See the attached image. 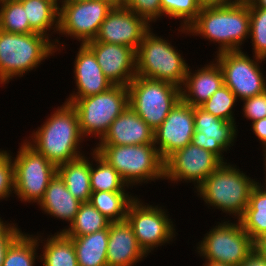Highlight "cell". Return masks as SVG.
<instances>
[{
    "label": "cell",
    "mask_w": 266,
    "mask_h": 266,
    "mask_svg": "<svg viewBox=\"0 0 266 266\" xmlns=\"http://www.w3.org/2000/svg\"><path fill=\"white\" fill-rule=\"evenodd\" d=\"M175 30L178 36H199L209 44H215L217 50L213 55L243 50L242 46L250 36L249 4L239 2L226 7L201 8L187 28L179 26Z\"/></svg>",
    "instance_id": "cell-1"
},
{
    "label": "cell",
    "mask_w": 266,
    "mask_h": 266,
    "mask_svg": "<svg viewBox=\"0 0 266 266\" xmlns=\"http://www.w3.org/2000/svg\"><path fill=\"white\" fill-rule=\"evenodd\" d=\"M62 103L24 139L56 167L86 154L82 143L87 140L81 134L77 112L72 104Z\"/></svg>",
    "instance_id": "cell-2"
},
{
    "label": "cell",
    "mask_w": 266,
    "mask_h": 266,
    "mask_svg": "<svg viewBox=\"0 0 266 266\" xmlns=\"http://www.w3.org/2000/svg\"><path fill=\"white\" fill-rule=\"evenodd\" d=\"M232 163L233 161L223 162L194 193L204 201L208 210H219L221 214H226L225 217L229 215L227 220H238L248 206L250 194L258 180Z\"/></svg>",
    "instance_id": "cell-3"
},
{
    "label": "cell",
    "mask_w": 266,
    "mask_h": 266,
    "mask_svg": "<svg viewBox=\"0 0 266 266\" xmlns=\"http://www.w3.org/2000/svg\"><path fill=\"white\" fill-rule=\"evenodd\" d=\"M57 53L54 43L39 33H9L0 30V87L38 69Z\"/></svg>",
    "instance_id": "cell-4"
},
{
    "label": "cell",
    "mask_w": 266,
    "mask_h": 266,
    "mask_svg": "<svg viewBox=\"0 0 266 266\" xmlns=\"http://www.w3.org/2000/svg\"><path fill=\"white\" fill-rule=\"evenodd\" d=\"M93 145L131 188L164 180V160L155 144Z\"/></svg>",
    "instance_id": "cell-5"
},
{
    "label": "cell",
    "mask_w": 266,
    "mask_h": 266,
    "mask_svg": "<svg viewBox=\"0 0 266 266\" xmlns=\"http://www.w3.org/2000/svg\"><path fill=\"white\" fill-rule=\"evenodd\" d=\"M153 27L144 35L136 51V74L144 78L172 83L179 88L184 84L188 63L182 50H178Z\"/></svg>",
    "instance_id": "cell-6"
},
{
    "label": "cell",
    "mask_w": 266,
    "mask_h": 266,
    "mask_svg": "<svg viewBox=\"0 0 266 266\" xmlns=\"http://www.w3.org/2000/svg\"><path fill=\"white\" fill-rule=\"evenodd\" d=\"M75 108L82 136L98 142L111 123L129 106L128 87L114 85L105 92L80 99H66Z\"/></svg>",
    "instance_id": "cell-7"
},
{
    "label": "cell",
    "mask_w": 266,
    "mask_h": 266,
    "mask_svg": "<svg viewBox=\"0 0 266 266\" xmlns=\"http://www.w3.org/2000/svg\"><path fill=\"white\" fill-rule=\"evenodd\" d=\"M210 228L195 244V253L203 261L239 266L254 250V240L238 220L225 218Z\"/></svg>",
    "instance_id": "cell-8"
},
{
    "label": "cell",
    "mask_w": 266,
    "mask_h": 266,
    "mask_svg": "<svg viewBox=\"0 0 266 266\" xmlns=\"http://www.w3.org/2000/svg\"><path fill=\"white\" fill-rule=\"evenodd\" d=\"M140 197L141 195L137 196L129 205L126 220L131 225L139 246L149 257L155 249L172 245L177 240L178 231L175 220L170 217L164 205H151Z\"/></svg>",
    "instance_id": "cell-9"
},
{
    "label": "cell",
    "mask_w": 266,
    "mask_h": 266,
    "mask_svg": "<svg viewBox=\"0 0 266 266\" xmlns=\"http://www.w3.org/2000/svg\"><path fill=\"white\" fill-rule=\"evenodd\" d=\"M128 87V105L156 130L181 99V88L160 80L136 76Z\"/></svg>",
    "instance_id": "cell-10"
},
{
    "label": "cell",
    "mask_w": 266,
    "mask_h": 266,
    "mask_svg": "<svg viewBox=\"0 0 266 266\" xmlns=\"http://www.w3.org/2000/svg\"><path fill=\"white\" fill-rule=\"evenodd\" d=\"M12 160L15 180L14 197L24 204H38L50 180L57 173V167L25 140L19 143L17 154L12 155Z\"/></svg>",
    "instance_id": "cell-11"
},
{
    "label": "cell",
    "mask_w": 266,
    "mask_h": 266,
    "mask_svg": "<svg viewBox=\"0 0 266 266\" xmlns=\"http://www.w3.org/2000/svg\"><path fill=\"white\" fill-rule=\"evenodd\" d=\"M248 54L244 50H238L214 56L222 70L224 85L235 94L239 102L266 91V72L263 66L266 60Z\"/></svg>",
    "instance_id": "cell-12"
},
{
    "label": "cell",
    "mask_w": 266,
    "mask_h": 266,
    "mask_svg": "<svg viewBox=\"0 0 266 266\" xmlns=\"http://www.w3.org/2000/svg\"><path fill=\"white\" fill-rule=\"evenodd\" d=\"M111 9L110 6L101 0H88L61 5L58 16L57 34L59 37H55L54 44L57 51L56 54L61 53L65 49V45L68 46L65 41H60V37L65 36L66 38L74 39L79 44H85L95 39L100 25Z\"/></svg>",
    "instance_id": "cell-13"
},
{
    "label": "cell",
    "mask_w": 266,
    "mask_h": 266,
    "mask_svg": "<svg viewBox=\"0 0 266 266\" xmlns=\"http://www.w3.org/2000/svg\"><path fill=\"white\" fill-rule=\"evenodd\" d=\"M223 161L213 152L189 143L164 161V180L178 186L193 183V191L208 178ZM181 182V183H179Z\"/></svg>",
    "instance_id": "cell-14"
},
{
    "label": "cell",
    "mask_w": 266,
    "mask_h": 266,
    "mask_svg": "<svg viewBox=\"0 0 266 266\" xmlns=\"http://www.w3.org/2000/svg\"><path fill=\"white\" fill-rule=\"evenodd\" d=\"M194 127V107L180 99L154 130V144L164 161L175 151L192 143Z\"/></svg>",
    "instance_id": "cell-15"
},
{
    "label": "cell",
    "mask_w": 266,
    "mask_h": 266,
    "mask_svg": "<svg viewBox=\"0 0 266 266\" xmlns=\"http://www.w3.org/2000/svg\"><path fill=\"white\" fill-rule=\"evenodd\" d=\"M194 125L192 143L213 152L223 162H229L225 159L224 153L227 154V151L235 145L237 135L240 133L239 125L219 119L200 107H194Z\"/></svg>",
    "instance_id": "cell-16"
},
{
    "label": "cell",
    "mask_w": 266,
    "mask_h": 266,
    "mask_svg": "<svg viewBox=\"0 0 266 266\" xmlns=\"http://www.w3.org/2000/svg\"><path fill=\"white\" fill-rule=\"evenodd\" d=\"M152 26L126 7L112 8L100 25L94 40L124 45L138 50L144 35Z\"/></svg>",
    "instance_id": "cell-17"
},
{
    "label": "cell",
    "mask_w": 266,
    "mask_h": 266,
    "mask_svg": "<svg viewBox=\"0 0 266 266\" xmlns=\"http://www.w3.org/2000/svg\"><path fill=\"white\" fill-rule=\"evenodd\" d=\"M85 44L93 51L104 75L113 85L128 86L137 76L136 51L133 48L94 39Z\"/></svg>",
    "instance_id": "cell-18"
},
{
    "label": "cell",
    "mask_w": 266,
    "mask_h": 266,
    "mask_svg": "<svg viewBox=\"0 0 266 266\" xmlns=\"http://www.w3.org/2000/svg\"><path fill=\"white\" fill-rule=\"evenodd\" d=\"M73 62L74 88L66 99H80L105 92L114 86L104 75L93 51L80 44Z\"/></svg>",
    "instance_id": "cell-19"
},
{
    "label": "cell",
    "mask_w": 266,
    "mask_h": 266,
    "mask_svg": "<svg viewBox=\"0 0 266 266\" xmlns=\"http://www.w3.org/2000/svg\"><path fill=\"white\" fill-rule=\"evenodd\" d=\"M207 63L204 66L199 65L200 68L196 67L197 70L189 66L181 87V99L192 107L202 105L224 85L223 73L218 62L213 59Z\"/></svg>",
    "instance_id": "cell-20"
},
{
    "label": "cell",
    "mask_w": 266,
    "mask_h": 266,
    "mask_svg": "<svg viewBox=\"0 0 266 266\" xmlns=\"http://www.w3.org/2000/svg\"><path fill=\"white\" fill-rule=\"evenodd\" d=\"M96 145L154 144V130L129 106L111 123Z\"/></svg>",
    "instance_id": "cell-21"
},
{
    "label": "cell",
    "mask_w": 266,
    "mask_h": 266,
    "mask_svg": "<svg viewBox=\"0 0 266 266\" xmlns=\"http://www.w3.org/2000/svg\"><path fill=\"white\" fill-rule=\"evenodd\" d=\"M147 256L127 220L109 224L107 266H137Z\"/></svg>",
    "instance_id": "cell-22"
},
{
    "label": "cell",
    "mask_w": 266,
    "mask_h": 266,
    "mask_svg": "<svg viewBox=\"0 0 266 266\" xmlns=\"http://www.w3.org/2000/svg\"><path fill=\"white\" fill-rule=\"evenodd\" d=\"M82 202L76 199L67 189L64 181L56 173L50 180L43 198L36 205L43 214L62 220L68 224L57 232H62L74 220Z\"/></svg>",
    "instance_id": "cell-23"
},
{
    "label": "cell",
    "mask_w": 266,
    "mask_h": 266,
    "mask_svg": "<svg viewBox=\"0 0 266 266\" xmlns=\"http://www.w3.org/2000/svg\"><path fill=\"white\" fill-rule=\"evenodd\" d=\"M34 235L41 249L39 255L42 266H79L73 241L62 232L44 236L43 231Z\"/></svg>",
    "instance_id": "cell-24"
},
{
    "label": "cell",
    "mask_w": 266,
    "mask_h": 266,
    "mask_svg": "<svg viewBox=\"0 0 266 266\" xmlns=\"http://www.w3.org/2000/svg\"><path fill=\"white\" fill-rule=\"evenodd\" d=\"M90 150V153L87 152L57 167V174L64 181L69 192L82 203L89 202L92 194L90 186L92 146Z\"/></svg>",
    "instance_id": "cell-25"
},
{
    "label": "cell",
    "mask_w": 266,
    "mask_h": 266,
    "mask_svg": "<svg viewBox=\"0 0 266 266\" xmlns=\"http://www.w3.org/2000/svg\"><path fill=\"white\" fill-rule=\"evenodd\" d=\"M18 1L25 9L26 18L29 21L30 28L35 33H39L48 37L55 44L56 38H54V35L55 33H58L59 16L57 0Z\"/></svg>",
    "instance_id": "cell-26"
},
{
    "label": "cell",
    "mask_w": 266,
    "mask_h": 266,
    "mask_svg": "<svg viewBox=\"0 0 266 266\" xmlns=\"http://www.w3.org/2000/svg\"><path fill=\"white\" fill-rule=\"evenodd\" d=\"M69 238L73 241L79 266H107L109 227L92 234Z\"/></svg>",
    "instance_id": "cell-27"
},
{
    "label": "cell",
    "mask_w": 266,
    "mask_h": 266,
    "mask_svg": "<svg viewBox=\"0 0 266 266\" xmlns=\"http://www.w3.org/2000/svg\"><path fill=\"white\" fill-rule=\"evenodd\" d=\"M238 221L254 241L266 235V186L257 183L252 189L249 204Z\"/></svg>",
    "instance_id": "cell-28"
},
{
    "label": "cell",
    "mask_w": 266,
    "mask_h": 266,
    "mask_svg": "<svg viewBox=\"0 0 266 266\" xmlns=\"http://www.w3.org/2000/svg\"><path fill=\"white\" fill-rule=\"evenodd\" d=\"M90 186L92 192H129L128 190H132L116 169L104 160L93 148Z\"/></svg>",
    "instance_id": "cell-29"
},
{
    "label": "cell",
    "mask_w": 266,
    "mask_h": 266,
    "mask_svg": "<svg viewBox=\"0 0 266 266\" xmlns=\"http://www.w3.org/2000/svg\"><path fill=\"white\" fill-rule=\"evenodd\" d=\"M138 195L130 192H92L90 203L111 223L126 220L127 210Z\"/></svg>",
    "instance_id": "cell-30"
},
{
    "label": "cell",
    "mask_w": 266,
    "mask_h": 266,
    "mask_svg": "<svg viewBox=\"0 0 266 266\" xmlns=\"http://www.w3.org/2000/svg\"><path fill=\"white\" fill-rule=\"evenodd\" d=\"M110 223L90 202H83L74 220L62 233L67 237L84 236L107 229Z\"/></svg>",
    "instance_id": "cell-31"
},
{
    "label": "cell",
    "mask_w": 266,
    "mask_h": 266,
    "mask_svg": "<svg viewBox=\"0 0 266 266\" xmlns=\"http://www.w3.org/2000/svg\"><path fill=\"white\" fill-rule=\"evenodd\" d=\"M39 250L37 237L23 231L7 248L2 266H35Z\"/></svg>",
    "instance_id": "cell-32"
},
{
    "label": "cell",
    "mask_w": 266,
    "mask_h": 266,
    "mask_svg": "<svg viewBox=\"0 0 266 266\" xmlns=\"http://www.w3.org/2000/svg\"><path fill=\"white\" fill-rule=\"evenodd\" d=\"M0 30L19 34L34 32L26 18L25 9L18 0L0 2Z\"/></svg>",
    "instance_id": "cell-33"
},
{
    "label": "cell",
    "mask_w": 266,
    "mask_h": 266,
    "mask_svg": "<svg viewBox=\"0 0 266 266\" xmlns=\"http://www.w3.org/2000/svg\"><path fill=\"white\" fill-rule=\"evenodd\" d=\"M237 102L239 105V101L237 100L235 94L226 85H222L199 107L219 119L237 124L235 118L236 115L234 113L236 111L235 108Z\"/></svg>",
    "instance_id": "cell-34"
},
{
    "label": "cell",
    "mask_w": 266,
    "mask_h": 266,
    "mask_svg": "<svg viewBox=\"0 0 266 266\" xmlns=\"http://www.w3.org/2000/svg\"><path fill=\"white\" fill-rule=\"evenodd\" d=\"M161 9L162 19H177L182 28H187L201 11L198 0H161Z\"/></svg>",
    "instance_id": "cell-35"
},
{
    "label": "cell",
    "mask_w": 266,
    "mask_h": 266,
    "mask_svg": "<svg viewBox=\"0 0 266 266\" xmlns=\"http://www.w3.org/2000/svg\"><path fill=\"white\" fill-rule=\"evenodd\" d=\"M252 54L266 60V9L249 8Z\"/></svg>",
    "instance_id": "cell-36"
},
{
    "label": "cell",
    "mask_w": 266,
    "mask_h": 266,
    "mask_svg": "<svg viewBox=\"0 0 266 266\" xmlns=\"http://www.w3.org/2000/svg\"><path fill=\"white\" fill-rule=\"evenodd\" d=\"M11 150L0 149V201L14 196V164Z\"/></svg>",
    "instance_id": "cell-37"
},
{
    "label": "cell",
    "mask_w": 266,
    "mask_h": 266,
    "mask_svg": "<svg viewBox=\"0 0 266 266\" xmlns=\"http://www.w3.org/2000/svg\"><path fill=\"white\" fill-rule=\"evenodd\" d=\"M124 7L144 18L151 26L162 20L161 0H124Z\"/></svg>",
    "instance_id": "cell-38"
},
{
    "label": "cell",
    "mask_w": 266,
    "mask_h": 266,
    "mask_svg": "<svg viewBox=\"0 0 266 266\" xmlns=\"http://www.w3.org/2000/svg\"><path fill=\"white\" fill-rule=\"evenodd\" d=\"M243 118L245 117L251 123L266 117V91L250 98L241 100Z\"/></svg>",
    "instance_id": "cell-39"
},
{
    "label": "cell",
    "mask_w": 266,
    "mask_h": 266,
    "mask_svg": "<svg viewBox=\"0 0 266 266\" xmlns=\"http://www.w3.org/2000/svg\"><path fill=\"white\" fill-rule=\"evenodd\" d=\"M0 217V266H2L7 248L22 233L15 220L10 222ZM15 222V223H14Z\"/></svg>",
    "instance_id": "cell-40"
},
{
    "label": "cell",
    "mask_w": 266,
    "mask_h": 266,
    "mask_svg": "<svg viewBox=\"0 0 266 266\" xmlns=\"http://www.w3.org/2000/svg\"><path fill=\"white\" fill-rule=\"evenodd\" d=\"M251 124L250 130L253 132L257 140L261 145V148L266 146V117L258 121H254Z\"/></svg>",
    "instance_id": "cell-41"
},
{
    "label": "cell",
    "mask_w": 266,
    "mask_h": 266,
    "mask_svg": "<svg viewBox=\"0 0 266 266\" xmlns=\"http://www.w3.org/2000/svg\"><path fill=\"white\" fill-rule=\"evenodd\" d=\"M239 266H266V259L254 249Z\"/></svg>",
    "instance_id": "cell-42"
},
{
    "label": "cell",
    "mask_w": 266,
    "mask_h": 266,
    "mask_svg": "<svg viewBox=\"0 0 266 266\" xmlns=\"http://www.w3.org/2000/svg\"><path fill=\"white\" fill-rule=\"evenodd\" d=\"M198 3L201 8H207V7H226L239 2L237 0H198Z\"/></svg>",
    "instance_id": "cell-43"
},
{
    "label": "cell",
    "mask_w": 266,
    "mask_h": 266,
    "mask_svg": "<svg viewBox=\"0 0 266 266\" xmlns=\"http://www.w3.org/2000/svg\"><path fill=\"white\" fill-rule=\"evenodd\" d=\"M254 249L266 259V236L259 237L254 241Z\"/></svg>",
    "instance_id": "cell-44"
},
{
    "label": "cell",
    "mask_w": 266,
    "mask_h": 266,
    "mask_svg": "<svg viewBox=\"0 0 266 266\" xmlns=\"http://www.w3.org/2000/svg\"><path fill=\"white\" fill-rule=\"evenodd\" d=\"M111 8H122L124 7V0H101Z\"/></svg>",
    "instance_id": "cell-45"
},
{
    "label": "cell",
    "mask_w": 266,
    "mask_h": 266,
    "mask_svg": "<svg viewBox=\"0 0 266 266\" xmlns=\"http://www.w3.org/2000/svg\"><path fill=\"white\" fill-rule=\"evenodd\" d=\"M249 8H264L266 9V0H251L248 2Z\"/></svg>",
    "instance_id": "cell-46"
},
{
    "label": "cell",
    "mask_w": 266,
    "mask_h": 266,
    "mask_svg": "<svg viewBox=\"0 0 266 266\" xmlns=\"http://www.w3.org/2000/svg\"><path fill=\"white\" fill-rule=\"evenodd\" d=\"M262 151H263V152H262L263 155L261 154V156H263V159H262V160H263V166H264V167H263V168H264L263 173H264L265 175H264V177H263V178H264L263 183H261L260 180H258V183H259V184H262V185H264V186H266V146L262 148Z\"/></svg>",
    "instance_id": "cell-47"
},
{
    "label": "cell",
    "mask_w": 266,
    "mask_h": 266,
    "mask_svg": "<svg viewBox=\"0 0 266 266\" xmlns=\"http://www.w3.org/2000/svg\"><path fill=\"white\" fill-rule=\"evenodd\" d=\"M84 1H88V0H57V4L59 8L61 5H64V4H72V3L84 2Z\"/></svg>",
    "instance_id": "cell-48"
},
{
    "label": "cell",
    "mask_w": 266,
    "mask_h": 266,
    "mask_svg": "<svg viewBox=\"0 0 266 266\" xmlns=\"http://www.w3.org/2000/svg\"><path fill=\"white\" fill-rule=\"evenodd\" d=\"M202 266H231V265H227V264H224V263H216V262L204 261Z\"/></svg>",
    "instance_id": "cell-49"
},
{
    "label": "cell",
    "mask_w": 266,
    "mask_h": 266,
    "mask_svg": "<svg viewBox=\"0 0 266 266\" xmlns=\"http://www.w3.org/2000/svg\"><path fill=\"white\" fill-rule=\"evenodd\" d=\"M238 2H241V3H248L250 2L251 0H237Z\"/></svg>",
    "instance_id": "cell-50"
}]
</instances>
